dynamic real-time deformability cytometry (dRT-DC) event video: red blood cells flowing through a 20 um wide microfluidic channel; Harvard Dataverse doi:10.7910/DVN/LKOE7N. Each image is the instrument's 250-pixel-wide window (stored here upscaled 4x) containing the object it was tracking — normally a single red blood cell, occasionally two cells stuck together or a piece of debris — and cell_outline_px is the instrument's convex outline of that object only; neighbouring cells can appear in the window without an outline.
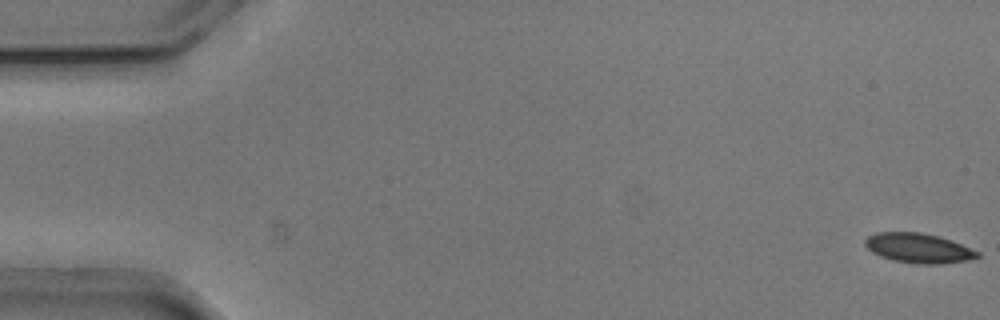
{"species": "common noctule bat (a hibernating species)", "species_latin": "Nyctalus noctula", "temperature_condition": "cold", "stored_images_in_passage": 55, "camera_frame_rate_fps": 3000, "um_per_image_px": 0.085, "animal": {"sex": "male", "body_mass_g": 20.5, "forearm_length_mm": 52.5}, "frame": {"image": 1, "passage_image": 1, "time_ms": 0.0, "image_size_px": [1000, 320], "cell_outline_px": [[980, 256], [968, 260], [940, 264], [916, 264], [892, 260], [880, 256], [872, 252], [864, 244], [864, 240], [868, 236], [876, 232], [920, 232], [940, 236], [952, 240], [980, 252]], "centroid_in_image_um": [78.07, 21.09], "position_along_channel_um": 6.9, "area_um2": 19.59}}
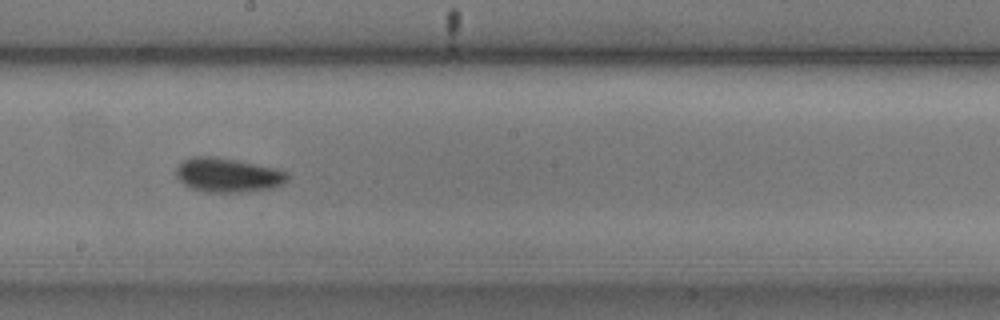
{"frame": {"image": 2, "passage_image": 30, "time_ms": 9.667, "image_size_px": [1000, 320], "cell_outline_px": [[288, 180], [284, 184], [272, 188], [244, 192], [204, 192], [192, 188], [184, 184], [176, 176], [176, 168], [184, 160], [192, 156], [216, 156], [276, 168], [288, 172]], "centroid_in_image_um": [19.38, 14.88], "position_along_channel_um": 228.8, "area_um2": 22.31}}
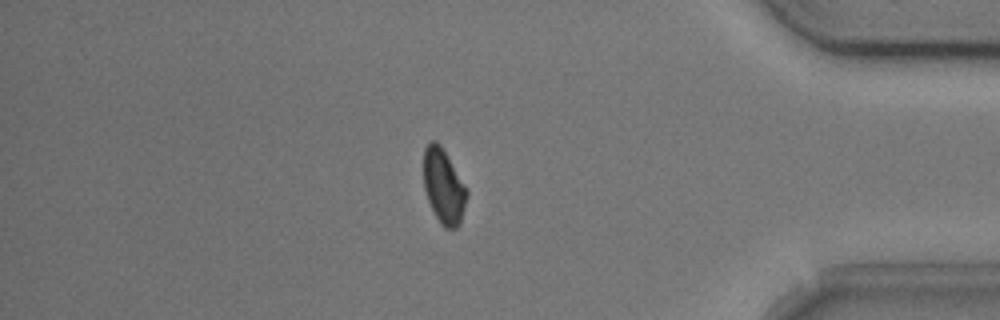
{"frame": {"image": 3, "passage_image": 46, "time_ms": 15.0, "image_size_px": [1000, 320], "cell_outline_px": [[468, 196], [460, 224], [456, 228], [444, 228], [440, 224], [428, 200], [424, 188], [424, 148], [428, 140], [436, 140], [440, 144], [468, 188]], "centroid_in_image_um": [37.72, 15.82], "position_along_channel_um": 397.5, "area_um2": 19.02}, "authors_computed_cell_mechanics": {"area_um2": 19.9988, "velocity_mm_per_s": 3.7783, "shape_relaxation_time_tau1_ms": 2.8311, "shape_relaxation_time_tau2_ms": null, "deformation_change_tau1": 0.0967, "deformation_change_tau2": null}}